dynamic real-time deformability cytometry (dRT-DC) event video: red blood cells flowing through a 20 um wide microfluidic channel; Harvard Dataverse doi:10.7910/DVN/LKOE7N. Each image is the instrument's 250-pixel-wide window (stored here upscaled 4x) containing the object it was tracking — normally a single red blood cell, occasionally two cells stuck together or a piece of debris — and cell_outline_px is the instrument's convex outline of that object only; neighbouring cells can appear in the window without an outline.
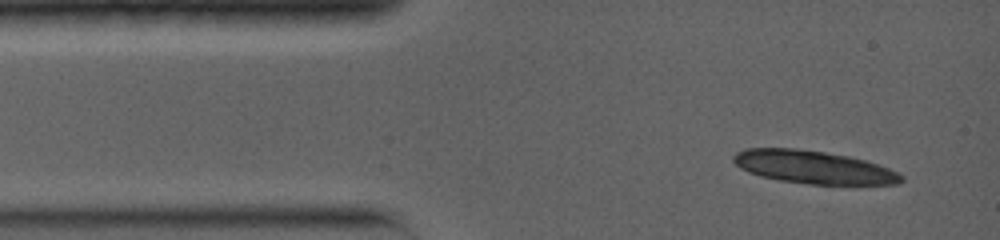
{"species": "common noctule bat (a hibernating species)", "species_latin": "Nyctalus noctula", "temperature_condition": "warm", "stored_images_in_passage": 1, "camera_frame_rate_fps": 5000, "um_per_image_px": 0.085, "animal": {"sex": "female", "body_mass_g": 19.0, "forearm_length_mm": 56.7}, "frame": {"image": 1, "passage_image": 1, "time_ms": 0.0, "image_size_px": [1000, 240], "cell_outline_px": [[904, 180], [896, 184], [808, 184], [780, 180], [760, 176], [748, 172], [740, 168], [732, 160], [732, 156], [736, 152], [744, 148], [796, 148], [824, 152], [848, 156], [864, 160], [888, 168], [904, 176]], "centroid_in_image_um": [69.09, 14.2], "position_along_channel_um": 15.9, "area_um2": 32.08}}